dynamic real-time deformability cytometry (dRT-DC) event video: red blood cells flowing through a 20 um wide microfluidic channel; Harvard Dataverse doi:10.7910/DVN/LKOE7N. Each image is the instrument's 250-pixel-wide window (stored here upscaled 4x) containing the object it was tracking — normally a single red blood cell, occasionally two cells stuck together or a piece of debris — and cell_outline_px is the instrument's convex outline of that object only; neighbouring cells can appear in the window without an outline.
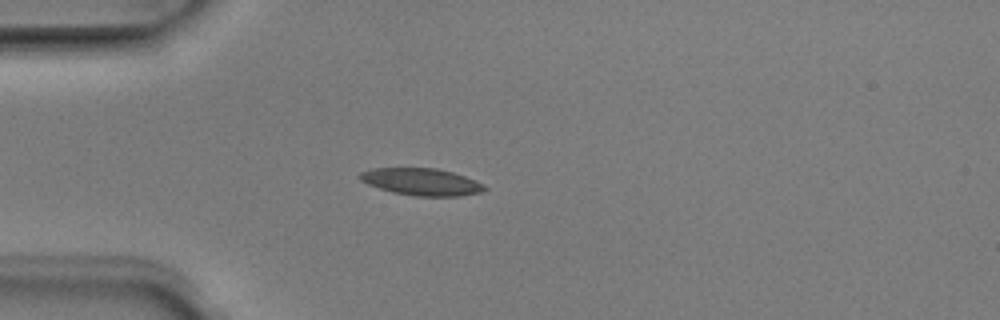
{"species": "Egyptian fruit bat (a non-hibernating species)", "species_latin": "Rousettus aegyptiacus", "temperature_condition": "room temperature", "stored_images_in_passage": 3, "camera_frame_rate_fps": 3000, "um_per_image_px": 0.085, "animal": {"sex": "male"}, "frame": {"image": 1, "passage_image": 3, "time_ms": 0.667, "image_size_px": [1000, 320], "cell_outline_px": [[488, 188], [480, 192], [460, 196], [416, 196], [392, 192], [368, 184], [360, 180], [356, 176], [360, 172], [372, 168], [436, 168], [452, 172], [464, 176], [484, 184]], "centroid_in_image_um": [35.8, 15.45], "position_along_channel_um": 49.2, "area_um2": 19.65}}